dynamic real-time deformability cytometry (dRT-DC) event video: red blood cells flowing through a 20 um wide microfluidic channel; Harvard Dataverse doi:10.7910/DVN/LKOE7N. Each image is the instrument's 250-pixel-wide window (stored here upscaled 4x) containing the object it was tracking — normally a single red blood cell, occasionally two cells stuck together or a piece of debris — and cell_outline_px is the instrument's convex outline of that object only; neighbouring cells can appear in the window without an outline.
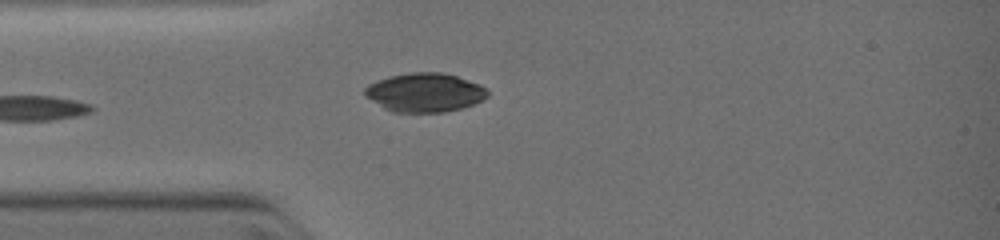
{"species": "common noctule bat (a hibernating species)", "species_latin": "Nyctalus noctula", "temperature_condition": "warm", "stored_images_in_passage": 5, "camera_frame_rate_fps": 3000, "um_per_image_px": 0.085, "animal": {"sex": "female", "body_mass_g": 19.0, "forearm_length_mm": 51.5}, "frame": {"image": 1, "passage_image": 5, "time_ms": 2.333, "image_size_px": [1000, 240], "cell_outline_px": [[488, 96], [484, 100], [460, 108], [444, 112], [392, 112], [384, 108], [364, 96], [364, 88], [368, 84], [376, 80], [392, 76], [412, 72], [440, 72], [456, 76], [480, 84], [488, 88]], "centroid_in_image_um": [36.1, 7.86], "position_along_channel_um": 48.9, "area_um2": 27.86}}